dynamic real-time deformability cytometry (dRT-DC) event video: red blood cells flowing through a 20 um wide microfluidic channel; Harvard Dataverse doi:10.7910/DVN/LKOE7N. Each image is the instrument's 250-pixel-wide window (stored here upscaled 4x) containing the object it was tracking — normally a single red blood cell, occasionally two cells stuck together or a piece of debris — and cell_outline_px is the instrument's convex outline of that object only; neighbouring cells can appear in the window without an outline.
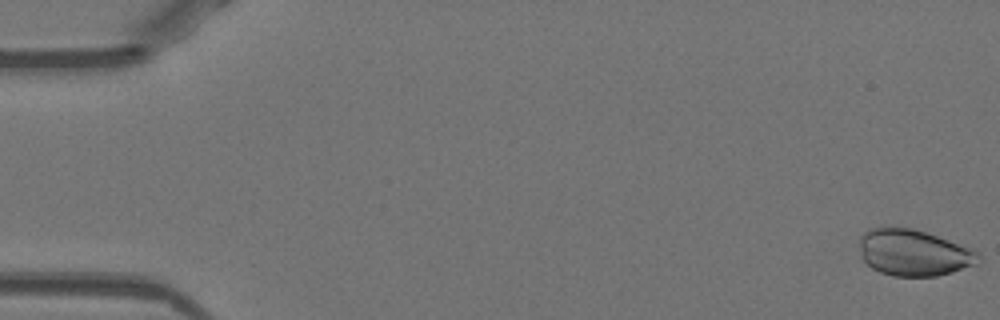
{"species": "Egyptian fruit bat (a non-hibernating species)", "species_latin": "Rousettus aegyptiacus", "temperature_condition": "warm", "stored_images_in_passage": 17, "camera_frame_rate_fps": 3000, "um_per_image_px": 0.085, "animal": {"sex": "female"}, "frame": {"image": 1, "passage_image": 1, "time_ms": 0.0, "image_size_px": [1000, 320], "cell_outline_px": [[980, 256], [976, 264], [952, 272], [936, 276], [892, 276], [880, 272], [872, 268], [860, 256], [860, 236], [868, 228], [912, 228], [972, 248], [980, 252]], "centroid_in_image_um": [77.65, 21.49], "position_along_channel_um": 7.3, "area_um2": 31.96}}